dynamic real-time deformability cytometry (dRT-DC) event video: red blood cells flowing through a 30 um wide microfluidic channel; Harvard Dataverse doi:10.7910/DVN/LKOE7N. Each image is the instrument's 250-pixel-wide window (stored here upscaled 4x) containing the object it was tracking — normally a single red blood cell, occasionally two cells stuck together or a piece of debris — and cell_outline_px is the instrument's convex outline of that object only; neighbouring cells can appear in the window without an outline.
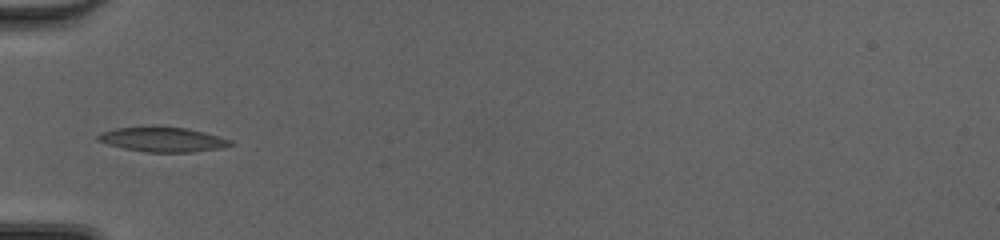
{"species": "common noctule bat (a hibernating species)", "species_latin": "Nyctalus noctula", "temperature_condition": "cold", "stored_images_in_passage": 29, "camera_frame_rate_fps": 3000, "um_per_image_px": 0.085, "animal": {"sex": "female", "body_mass_g": 20.0, "forearm_length_mm": 54.0}, "frame": {"image": 1, "passage_image": 1, "time_ms": 0.0, "image_size_px": [1000, 240], "cell_outline_px": [[236, 144], [224, 148], [192, 152], [144, 152], [124, 148], [108, 144], [96, 140], [96, 136], [100, 132], [116, 128], [160, 124], [188, 128], [204, 132], [232, 140]], "centroid_in_image_um": [13.84, 11.82], "position_along_channel_um": 71.2, "area_um2": 19.83}}
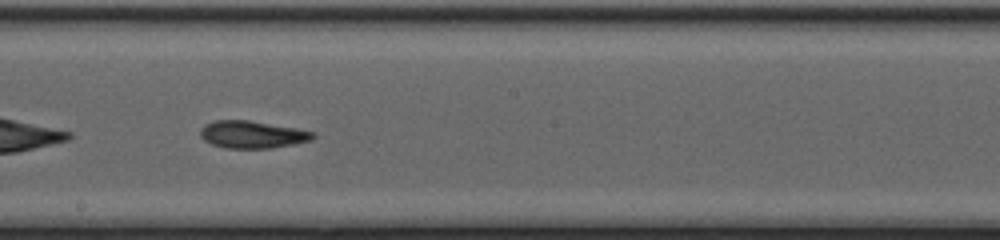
{"frame": {"image": 2, "passage_image": 12, "time_ms": 3.667, "image_size_px": [1000, 240], "cell_outline_px": [[316, 136], [312, 140], [272, 148], [228, 148], [212, 144], [204, 140], [200, 136], [200, 128], [204, 124], [216, 120], [248, 120], [296, 128], [316, 132]], "centroid_in_image_um": [21.45, 11.43], "position_along_channel_um": 226.8, "area_um2": 17.98}}
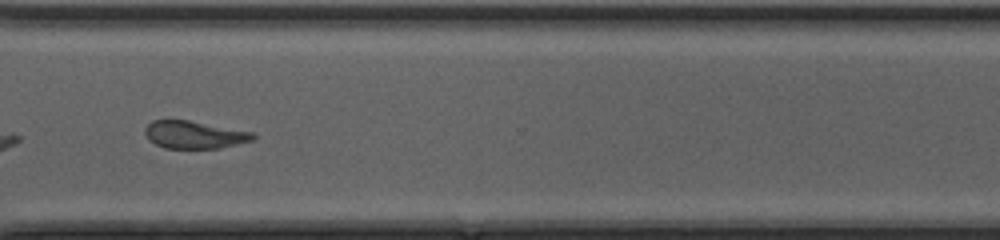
{"frame": {"image": 3, "passage_image": 21, "time_ms": 6.667, "image_size_px": [1000, 240], "cell_outline_px": [[256, 136], [252, 140], [220, 148], [164, 148], [148, 140], [144, 132], [144, 128], [152, 120], [188, 120], [252, 132]], "centroid_in_image_um": [16.47, 11.45], "position_along_channel_um": 354.1, "area_um2": 17.22}, "authors_computed_cell_mechanics": {"area_um2": 18.0336, "velocity_mm_per_s": 4.2622, "shape_relaxation_time_tau1_ms": 2.8058, "shape_relaxation_time_tau2_ms": 2.5267, "deformation_change_tau1": 0.0955, "deformation_change_tau2": 0.1022}}